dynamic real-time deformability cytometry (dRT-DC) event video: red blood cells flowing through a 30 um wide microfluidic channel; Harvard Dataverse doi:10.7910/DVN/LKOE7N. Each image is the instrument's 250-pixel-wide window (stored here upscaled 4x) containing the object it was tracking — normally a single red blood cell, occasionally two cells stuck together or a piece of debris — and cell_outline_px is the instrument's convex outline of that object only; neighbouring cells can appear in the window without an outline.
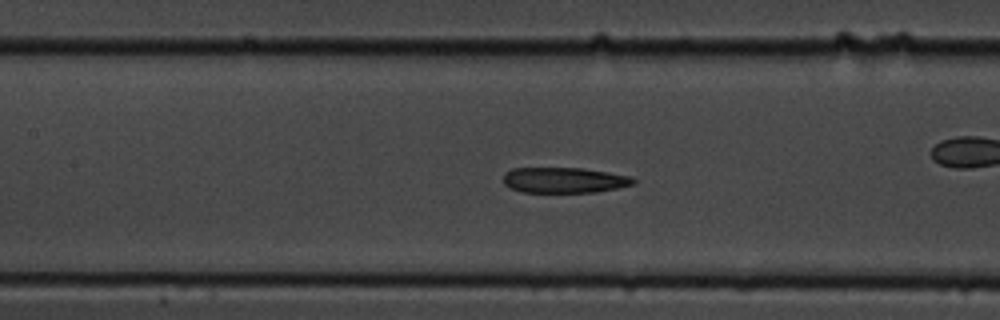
{"species": "common noctule bat (a hibernating species)", "species_latin": "Nyctalus noctula", "temperature_condition": "cold", "stored_images_in_passage": 47, "camera_frame_rate_fps": 3000, "um_per_image_px": 0.085, "animal": {"sex": "male", "body_mass_g": 19.5, "forearm_length_mm": 54.6}, "frame": {"image": 1, "passage_image": 16, "time_ms": 5.0, "image_size_px": [1000, 320], "cell_outline_px": [[636, 180], [632, 184], [616, 188], [596, 192], [524, 192], [512, 188], [504, 184], [504, 172], [512, 168], [584, 168], [632, 176]], "centroid_in_image_um": [47.96, 15.3], "position_along_channel_um": 159.4, "area_um2": 19.31}}
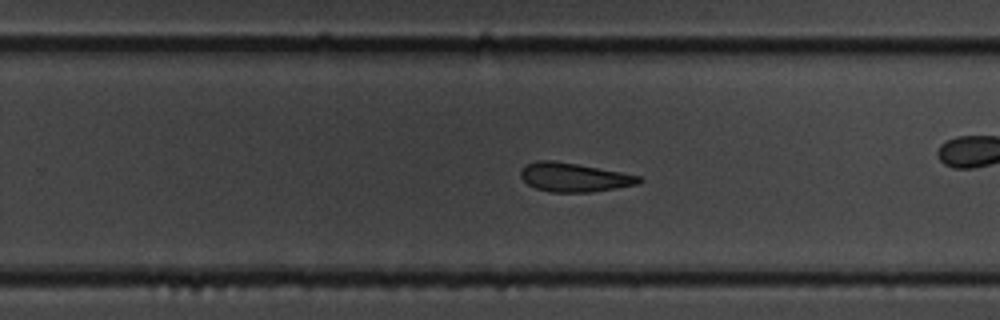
{"frame": {"image": 2, "passage_image": 26, "time_ms": 8.333, "image_size_px": [1000, 320], "cell_outline_px": [[644, 180], [636, 184], [616, 188], [592, 192], [548, 192], [536, 188], [528, 184], [520, 176], [520, 172], [524, 164], [536, 160], [552, 160], [576, 164], [620, 172], [640, 176]], "centroid_in_image_um": [48.75, 15.07], "position_along_channel_um": 281.0, "area_um2": 19.83}}
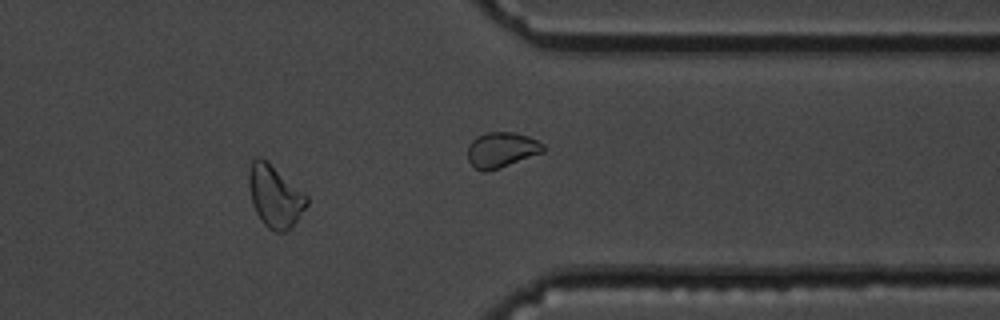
{"frame": {"image": 3, "passage_image": 36, "time_ms": 11.667, "image_size_px": [1000, 320], "cell_outline_px": [[308, 204], [296, 220], [284, 232], [276, 232], [268, 228], [264, 224], [256, 212], [252, 204], [248, 184], [248, 172], [252, 160], [256, 156], [260, 156], [308, 196]], "centroid_in_image_um": [23.33, 16.67], "position_along_channel_um": 388.1, "area_um2": 20.52}}